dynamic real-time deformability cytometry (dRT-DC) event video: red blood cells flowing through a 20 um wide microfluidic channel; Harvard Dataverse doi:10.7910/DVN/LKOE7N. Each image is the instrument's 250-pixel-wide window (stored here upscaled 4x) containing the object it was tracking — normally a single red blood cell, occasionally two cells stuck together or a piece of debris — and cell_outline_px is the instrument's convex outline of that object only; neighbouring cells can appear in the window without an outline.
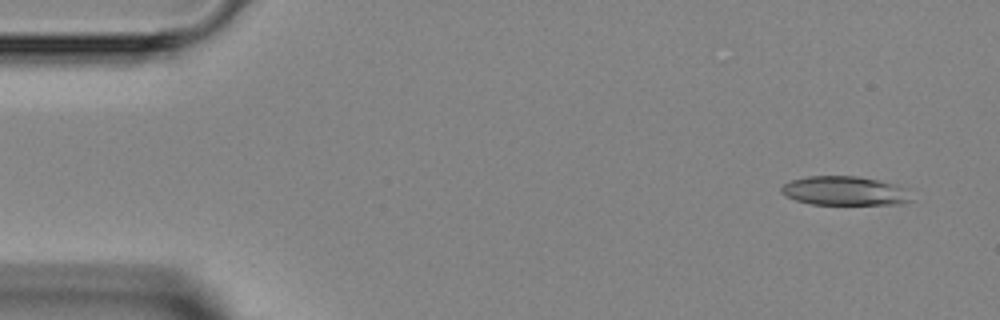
{"species": "Egyptian fruit bat (a non-hibernating species)", "species_latin": "Rousettus aegyptiacus", "temperature_condition": "room temperature", "stored_images_in_passage": 4, "camera_frame_rate_fps": 3000, "um_per_image_px": 0.085, "animal": {"sex": "female"}, "frame": {"image": 1, "passage_image": 1, "time_ms": 0.0, "image_size_px": [1000, 320], "cell_outline_px": [[916, 200], [900, 204], [812, 204], [796, 200], [784, 196], [780, 192], [780, 188], [784, 184], [792, 180], [808, 176], [856, 176], [896, 184], [908, 188]], "centroid_in_image_um": [71.86, 16.23], "position_along_channel_um": 13.1, "area_um2": 22.31}}
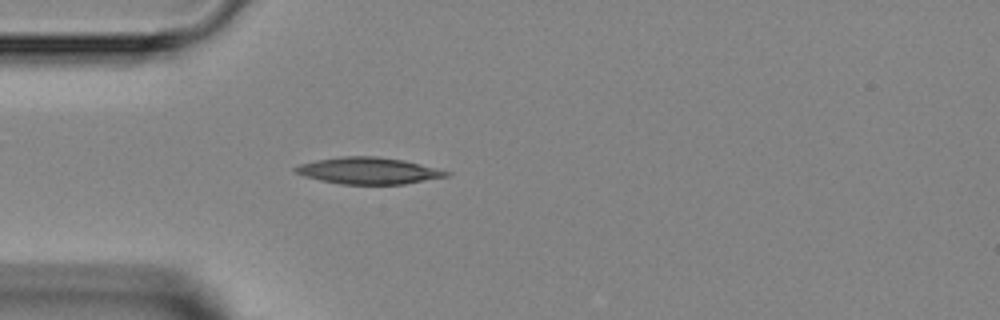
{"frame": {"image": 2, "passage_image": 4, "time_ms": 3.333, "image_size_px": [1000, 320], "cell_outline_px": [[452, 176], [404, 184], [340, 184], [320, 180], [304, 176], [296, 172], [292, 168], [300, 164], [316, 160], [340, 156], [376, 156], [404, 160], [452, 172]], "centroid_in_image_um": [31.35, 14.51], "position_along_channel_um": 53.6, "area_um2": 23.52}}